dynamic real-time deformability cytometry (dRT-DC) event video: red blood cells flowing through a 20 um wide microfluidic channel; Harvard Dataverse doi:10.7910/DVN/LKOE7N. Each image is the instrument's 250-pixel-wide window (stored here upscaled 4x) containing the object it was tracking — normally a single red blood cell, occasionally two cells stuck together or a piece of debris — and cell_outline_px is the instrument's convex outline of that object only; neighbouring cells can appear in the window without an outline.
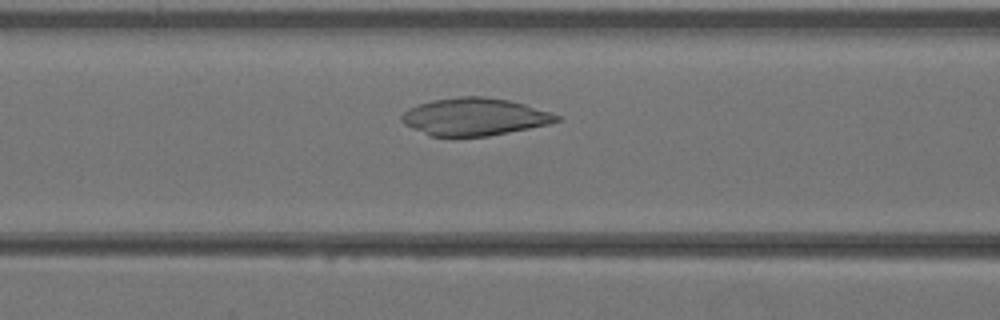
{"species": "Egyptian fruit bat (a non-hibernating species)", "species_latin": "Rousettus aegyptiacus", "temperature_condition": "warm", "stored_images_in_passage": 38, "camera_frame_rate_fps": 3000, "um_per_image_px": 0.085, "animal": {"sex": "female"}, "frame": {"image": 1, "passage_image": 14, "time_ms": 4.333, "image_size_px": [1000, 320], "cell_outline_px": [[560, 120], [548, 124], [488, 136], [452, 140], [428, 136], [404, 124], [400, 120], [400, 116], [408, 108], [432, 100], [456, 96], [484, 96], [508, 100], [524, 104], [560, 116]], "centroid_in_image_um": [40.23, 9.96], "position_along_channel_um": 126.4, "area_um2": 34.51}}
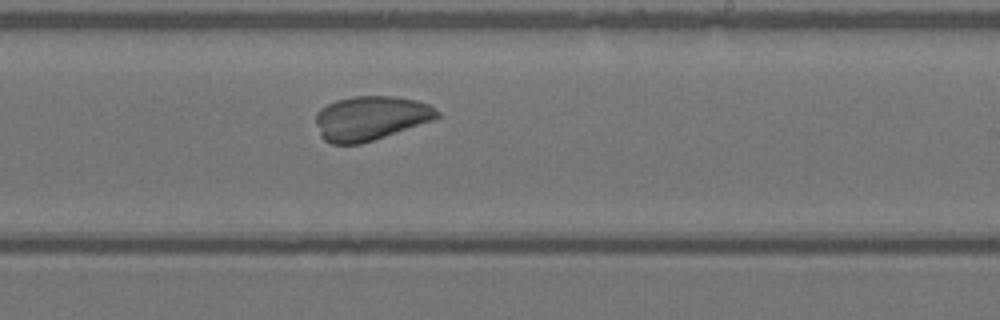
{"frame": {"image": 2, "passage_image": 22, "time_ms": 7.0, "image_size_px": [1000, 320], "cell_outline_px": [[440, 116], [432, 120], [360, 144], [332, 144], [324, 140], [320, 136], [316, 124], [316, 112], [320, 108], [336, 100], [356, 96], [396, 96], [416, 100], [428, 104], [440, 112]], "centroid_in_image_um": [31.46, 10.03], "position_along_channel_um": 257.5, "area_um2": 31.1}}
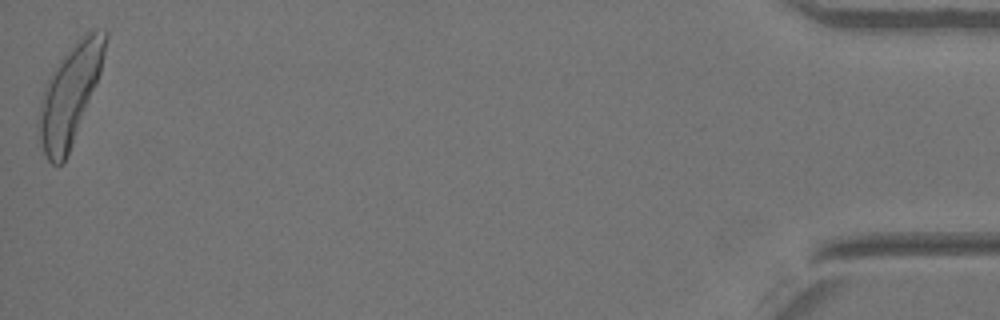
{"frame": {"image": 3, "passage_image": 38, "time_ms": 12.333, "image_size_px": [1000, 320], "cell_outline_px": [[108, 36], [100, 72], [72, 144], [64, 164], [52, 164], [48, 160], [44, 152], [40, 140], [40, 104], [44, 84], [48, 76], [60, 60], [88, 32], [104, 28], [108, 32]], "centroid_in_image_um": [5.94, 8.04], "position_along_channel_um": 429.3, "area_um2": 36.93}}